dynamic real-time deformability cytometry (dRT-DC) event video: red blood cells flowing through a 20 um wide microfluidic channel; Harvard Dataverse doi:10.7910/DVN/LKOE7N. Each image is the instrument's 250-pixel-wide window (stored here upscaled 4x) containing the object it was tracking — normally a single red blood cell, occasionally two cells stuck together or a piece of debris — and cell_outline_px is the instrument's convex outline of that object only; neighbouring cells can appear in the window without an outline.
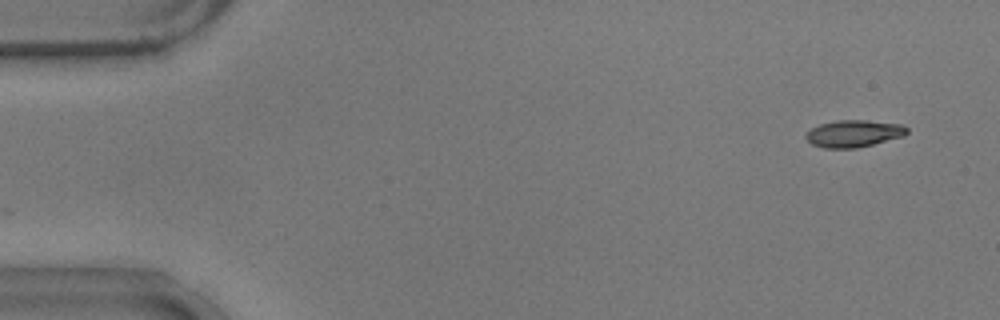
{"species": "common noctule bat (a hibernating species)", "species_latin": "Nyctalus noctula", "temperature_condition": "warm", "stored_images_in_passage": 52, "camera_frame_rate_fps": 3000, "um_per_image_px": 0.085, "animal": {"sex": "male", "body_mass_g": 17.9}, "frame": {"image": 1, "passage_image": 1, "time_ms": 0.0, "image_size_px": [1000, 320], "cell_outline_px": [[908, 132], [904, 136], [856, 148], [824, 148], [812, 144], [804, 136], [812, 128], [820, 124], [836, 120], [864, 120], [904, 124], [908, 128]], "centroid_in_image_um": [72.59, 11.34], "position_along_channel_um": 12.4, "area_um2": 15.9}}
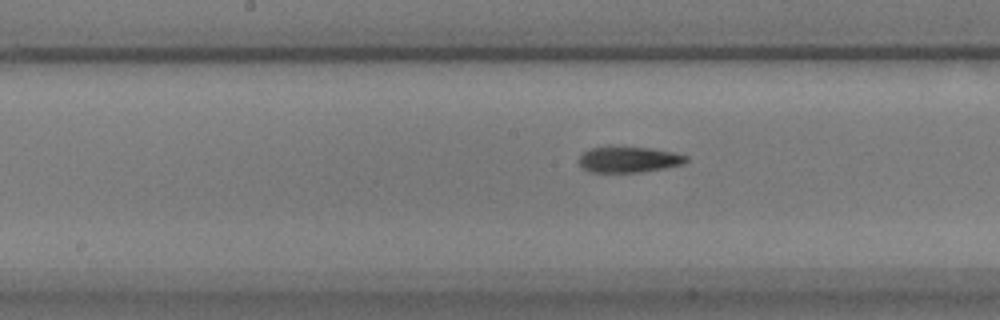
{"frame": {"image": 2, "passage_image": 25, "time_ms": 8.0, "image_size_px": [1000, 320], "cell_outline_px": [[688, 160], [684, 164], [664, 168], [640, 172], [592, 172], [584, 168], [580, 164], [580, 156], [584, 152], [592, 148], [648, 148], [672, 152], [688, 156]], "centroid_in_image_um": [53.5, 13.58], "position_along_channel_um": 194.7, "area_um2": 15.61}}
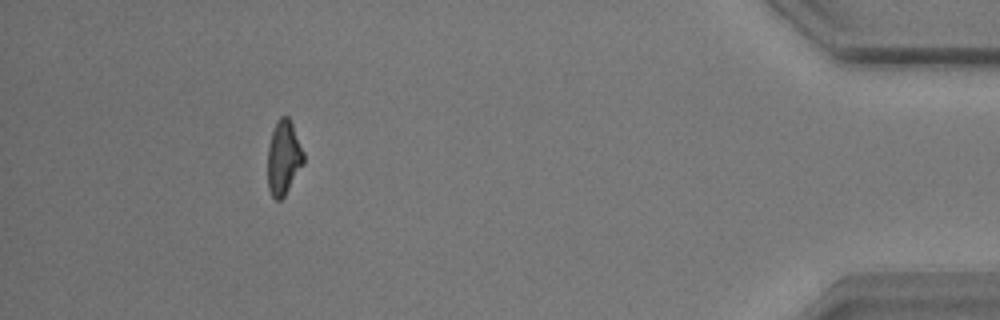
{"frame": {"image": 3, "passage_image": 47, "time_ms": 15.333, "image_size_px": [1000, 320], "cell_outline_px": [[304, 164], [284, 196], [280, 200], [276, 200], [272, 196], [268, 188], [268, 144], [276, 120], [280, 116], [288, 116], [292, 124], [304, 152]], "centroid_in_image_um": [24.11, 13.39], "position_along_channel_um": 411.1, "area_um2": 15.61}, "authors_computed_cell_mechanics": {"area_um2": 16.0395, "velocity_mm_per_s": 3.7436, "shape_relaxation_time_tau1_ms": 3.6694, "shape_relaxation_time_tau2_ms": 4.2662, "deformation_change_tau1": 0.1811, "deformation_change_tau2": 0.146}}